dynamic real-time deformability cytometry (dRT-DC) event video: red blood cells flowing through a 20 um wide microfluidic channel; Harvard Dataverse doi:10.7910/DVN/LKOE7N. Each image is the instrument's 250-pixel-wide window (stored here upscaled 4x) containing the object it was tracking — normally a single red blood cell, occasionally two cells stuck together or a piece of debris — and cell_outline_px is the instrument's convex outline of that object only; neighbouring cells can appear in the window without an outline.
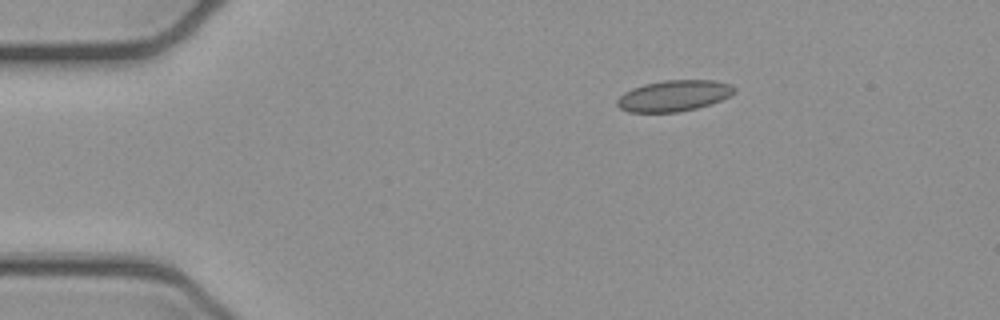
{"species": "common noctule bat (a hibernating species)", "species_latin": "Nyctalus noctula", "temperature_condition": "cold", "stored_images_in_passage": 3, "segment_of_instrument_passage": [1, 2], "camera_frame_rate_fps": 3000, "um_per_image_px": 0.085, "animal": {"sex": "female", "body_mass_g": 21.9}, "frame": {"image": 1, "passage_image": 1, "time_ms": 0.0, "image_size_px": [1000, 320], "cell_outline_px": [[736, 92], [712, 104], [696, 108], [676, 112], [628, 112], [620, 108], [616, 104], [616, 100], [624, 92], [632, 88], [644, 84], [664, 80], [716, 80], [732, 84], [736, 88]], "centroid_in_image_um": [57.29, 8.13], "position_along_channel_um": 27.7, "area_um2": 21.33}}